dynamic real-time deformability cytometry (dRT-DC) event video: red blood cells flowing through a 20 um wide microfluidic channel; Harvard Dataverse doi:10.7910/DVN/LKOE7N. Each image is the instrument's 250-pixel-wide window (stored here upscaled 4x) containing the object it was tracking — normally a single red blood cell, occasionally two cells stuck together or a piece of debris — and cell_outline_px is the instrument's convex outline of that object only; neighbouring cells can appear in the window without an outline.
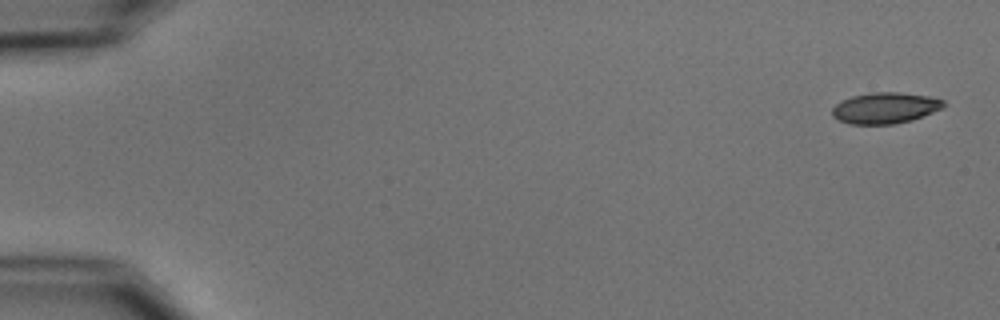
{"species": "common noctule bat (a hibernating species)", "species_latin": "Nyctalus noctula", "temperature_condition": "cold", "stored_images_in_passage": 16, "camera_frame_rate_fps": 3000, "um_per_image_px": 0.085, "animal": {"sex": "male", "body_mass_g": 15.6}, "frame": {"image": 1, "passage_image": 1, "time_ms": 0.0, "image_size_px": [1000, 320], "cell_outline_px": [[944, 104], [940, 108], [932, 112], [912, 120], [892, 124], [852, 124], [840, 120], [832, 116], [832, 108], [840, 100], [852, 96], [872, 92], [900, 92], [928, 96], [944, 100]], "centroid_in_image_um": [75.2, 9.17], "position_along_channel_um": 9.8, "area_um2": 20.0}}
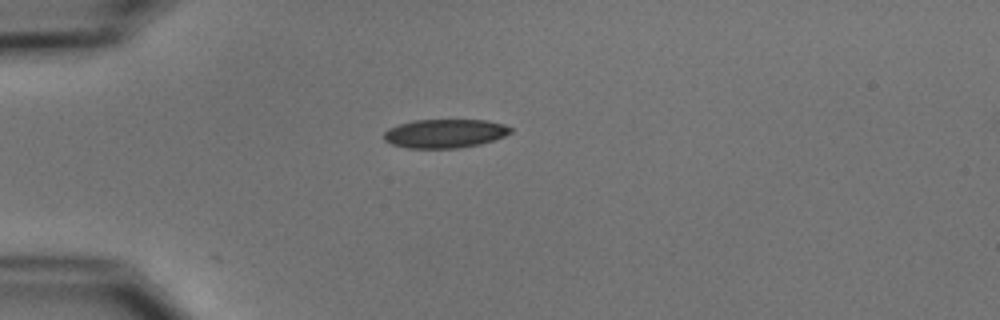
{"frame": {"image": 2, "passage_image": 14, "time_ms": 4.333, "image_size_px": [1000, 320], "cell_outline_px": [[512, 132], [504, 136], [480, 144], [460, 148], [408, 148], [392, 144], [384, 140], [384, 132], [388, 128], [412, 120], [484, 120], [504, 124], [512, 128]], "centroid_in_image_um": [37.81, 11.34], "position_along_channel_um": 47.2, "area_um2": 21.21}}